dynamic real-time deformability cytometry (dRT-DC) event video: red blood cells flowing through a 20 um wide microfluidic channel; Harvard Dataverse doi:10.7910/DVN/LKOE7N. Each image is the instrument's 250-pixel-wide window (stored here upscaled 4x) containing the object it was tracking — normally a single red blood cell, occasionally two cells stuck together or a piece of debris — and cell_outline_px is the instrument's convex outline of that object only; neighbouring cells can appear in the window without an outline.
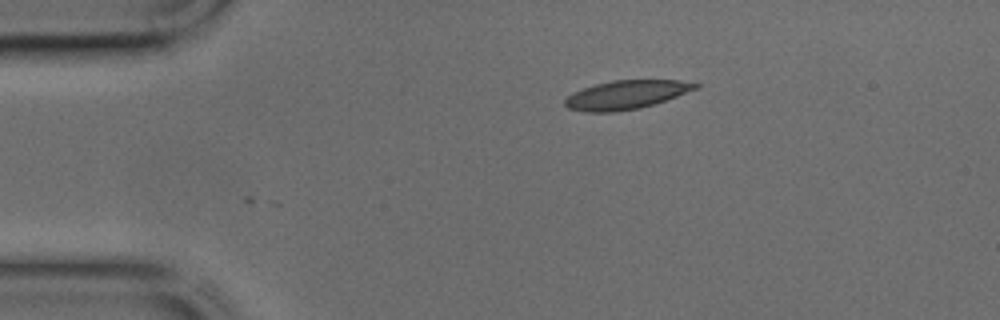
{"species": "common noctule bat (a hibernating species)", "species_latin": "Nyctalus noctula", "temperature_condition": "cold", "stored_images_in_passage": 2, "camera_frame_rate_fps": 3000, "um_per_image_px": 0.085, "animal": {"sex": "male", "body_mass_g": 17.9, "forearm_length_mm": 54.2}, "frame": {"image": 1, "passage_image": 2, "time_ms": 0.333, "image_size_px": [1000, 320], "cell_outline_px": [[700, 88], [640, 108], [616, 112], [588, 112], [568, 108], [564, 104], [564, 100], [568, 96], [584, 88], [596, 84], [612, 80], [680, 80], [700, 84]], "centroid_in_image_um": [53.24, 8.05], "position_along_channel_um": 31.8, "area_um2": 21.62}}